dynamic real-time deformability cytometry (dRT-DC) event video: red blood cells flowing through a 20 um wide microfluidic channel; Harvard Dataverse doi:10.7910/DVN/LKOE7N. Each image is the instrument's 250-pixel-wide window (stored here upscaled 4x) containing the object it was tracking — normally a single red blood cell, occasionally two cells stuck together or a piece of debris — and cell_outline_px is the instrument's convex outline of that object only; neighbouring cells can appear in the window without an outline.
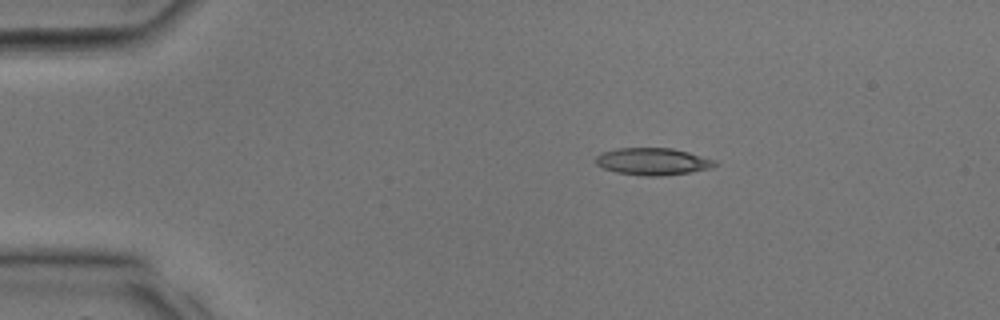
{"species": "common noctule bat (a hibernating species)", "species_latin": "Nyctalus noctula", "temperature_condition": "room temperature", "stored_images_in_passage": 10, "camera_frame_rate_fps": 3000, "um_per_image_px": 0.085, "animal": {"sex": "male", "body_mass_g": 17.9, "forearm_length_mm": 54.2}, "frame": {"image": 1, "passage_image": 1, "time_ms": 0.0, "image_size_px": [1000, 320], "cell_outline_px": [[720, 164], [708, 168], [688, 172], [660, 176], [644, 176], [616, 172], [604, 168], [596, 164], [596, 156], [600, 152], [616, 148], [672, 148], [688, 152], [716, 160]], "centroid_in_image_um": [55.46, 13.72], "position_along_channel_um": 29.5, "area_um2": 18.79}}
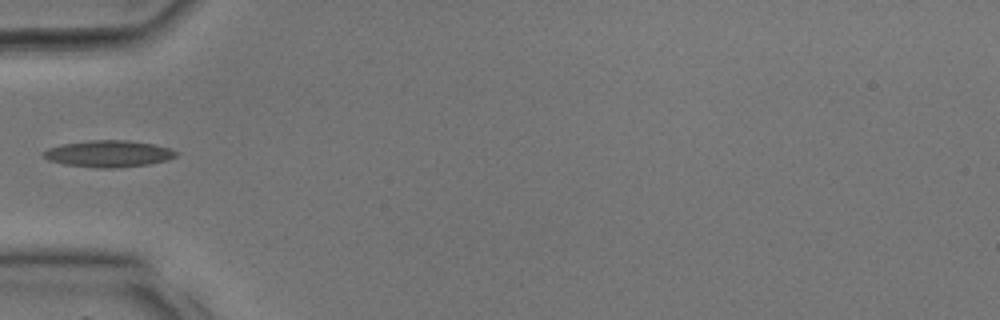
{"frame": {"image": 2, "passage_image": 6, "time_ms": 1.667, "image_size_px": [1000, 320], "cell_outline_px": [[180, 152], [176, 156], [168, 160], [148, 164], [116, 168], [96, 168], [64, 164], [48, 160], [40, 156], [40, 152], [48, 148], [64, 144], [88, 140], [128, 140], [156, 144]], "centroid_in_image_um": [9.21, 13.06], "position_along_channel_um": 75.8, "area_um2": 20.87}}
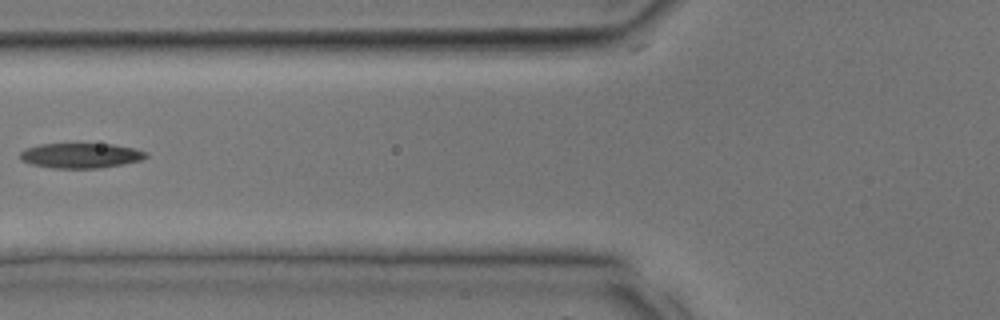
{"frame": {"image": 3, "passage_image": 8, "time_ms": 2.333, "image_size_px": [1000, 320], "cell_outline_px": [[148, 156], [140, 160], [124, 164], [100, 168], [52, 168], [28, 164], [20, 160], [20, 152], [24, 148], [40, 144], [112, 144], [132, 148], [144, 152]], "centroid_in_image_um": [6.78, 13.23], "position_along_channel_um": 119.0, "area_um2": 18.38}}